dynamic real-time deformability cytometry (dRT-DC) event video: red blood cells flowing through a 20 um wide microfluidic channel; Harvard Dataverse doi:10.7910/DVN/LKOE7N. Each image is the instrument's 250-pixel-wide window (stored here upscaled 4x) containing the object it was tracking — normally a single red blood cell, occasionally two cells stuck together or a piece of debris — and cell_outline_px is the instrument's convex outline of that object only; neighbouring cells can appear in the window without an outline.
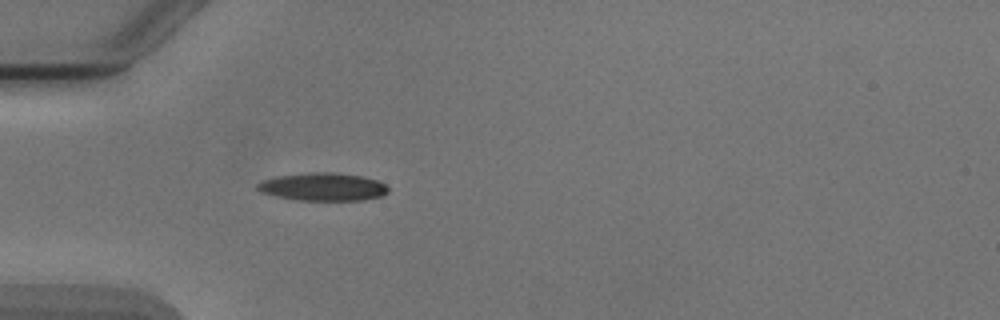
{"species": "Egyptian fruit bat (a non-hibernating species)", "species_latin": "Rousettus aegyptiacus", "temperature_condition": "cold", "stored_images_in_passage": 3, "camera_frame_rate_fps": 3000, "um_per_image_px": 0.085, "animal": {"sex": "male"}, "frame": {"image": 1, "passage_image": 3, "time_ms": 3.333, "image_size_px": [1000, 320], "cell_outline_px": [[388, 192], [380, 196], [360, 200], [296, 200], [276, 196], [260, 192], [256, 188], [256, 184], [264, 180], [280, 176], [312, 172], [332, 172], [364, 176], [376, 180], [384, 184], [388, 188]], "centroid_in_image_um": [27.44, 15.88], "position_along_channel_um": 57.6, "area_um2": 21.1}}